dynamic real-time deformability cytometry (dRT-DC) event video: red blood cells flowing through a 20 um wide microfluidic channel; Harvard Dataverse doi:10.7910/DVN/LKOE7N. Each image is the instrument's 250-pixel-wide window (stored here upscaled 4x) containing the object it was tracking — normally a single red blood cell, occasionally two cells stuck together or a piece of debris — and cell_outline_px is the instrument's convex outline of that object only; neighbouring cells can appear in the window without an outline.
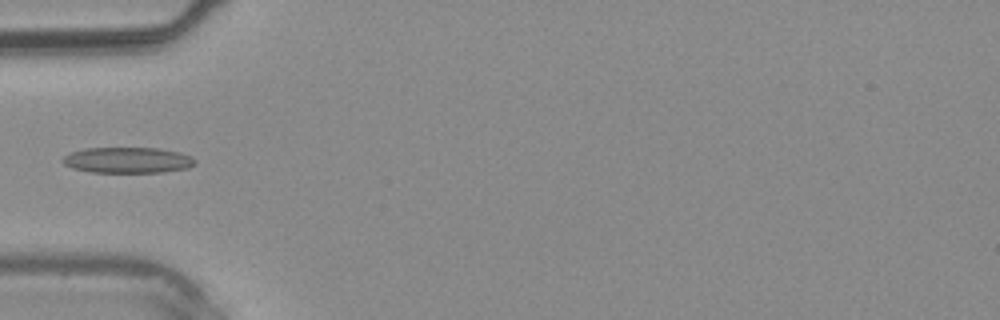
{"species": "common noctule bat (a hibernating species)", "species_latin": "Nyctalus noctula", "temperature_condition": "warm", "stored_images_in_passage": 27, "camera_frame_rate_fps": 3000, "um_per_image_px": 0.085, "animal": {"sex": "male", "body_mass_g": 20.4}, "frame": {"image": 1, "passage_image": 1, "time_ms": 0.0, "image_size_px": [1000, 320], "cell_outline_px": [[196, 164], [188, 168], [164, 172], [92, 172], [72, 168], [64, 164], [60, 160], [68, 152], [84, 148], [160, 148], [180, 152], [192, 156], [196, 160]], "centroid_in_image_um": [10.85, 13.6], "position_along_channel_um": 74.1, "area_um2": 20.17}}
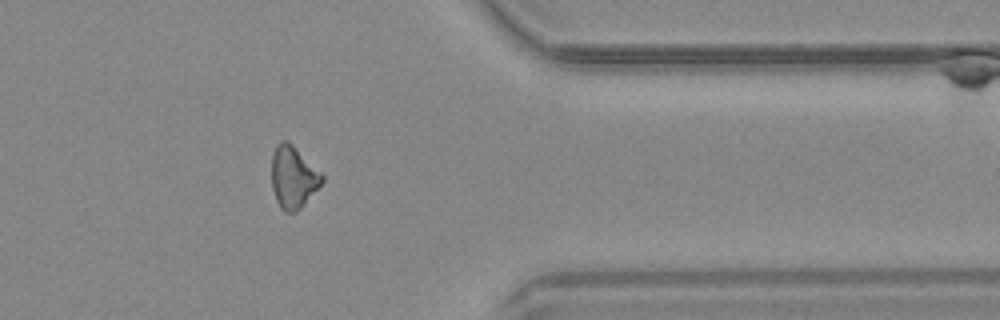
{"frame": {"image": 2, "passage_image": 20, "time_ms": 6.333, "image_size_px": [1000, 320], "cell_outline_px": [[324, 180], [300, 208], [296, 212], [284, 212], [280, 208], [276, 200], [272, 188], [272, 152], [276, 144], [280, 140], [288, 140], [324, 176]], "centroid_in_image_um": [24.89, 15.04], "position_along_channel_um": 386.5, "area_um2": 18.09}}